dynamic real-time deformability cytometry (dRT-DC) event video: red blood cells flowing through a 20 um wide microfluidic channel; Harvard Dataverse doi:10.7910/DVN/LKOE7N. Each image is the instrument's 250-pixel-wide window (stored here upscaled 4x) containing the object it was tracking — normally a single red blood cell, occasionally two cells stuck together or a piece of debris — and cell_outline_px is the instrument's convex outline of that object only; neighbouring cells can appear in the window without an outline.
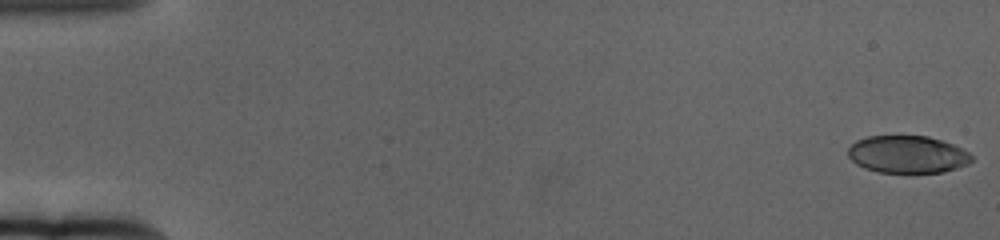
{"species": "human", "species_latin": "Homo sapiens", "temperature_condition": "cold", "stored_images_in_passage": 61, "camera_frame_rate_fps": 3000, "um_per_image_px": 0.085, "donor": {"sex": "female"}, "frame": {"image": 1, "passage_image": 1, "time_ms": 0.0, "image_size_px": [1000, 240], "cell_outline_px": [[972, 160], [968, 164], [944, 172], [876, 172], [864, 168], [856, 164], [848, 156], [848, 148], [856, 140], [868, 136], [928, 136], [952, 144], [968, 152], [972, 156]], "centroid_in_image_um": [77.11, 13.12], "position_along_channel_um": 7.9, "area_um2": 26.82}}
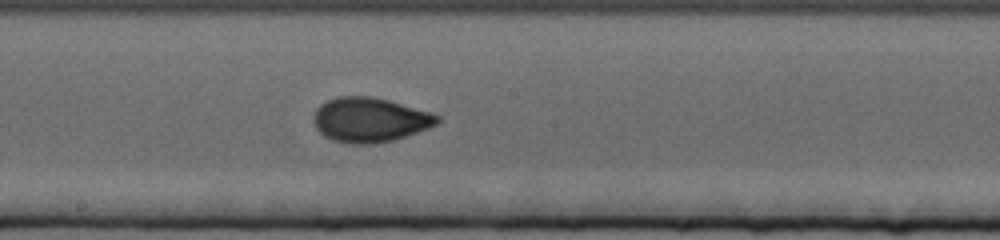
{"frame": {"image": 2, "passage_image": 34, "time_ms": 11.0, "image_size_px": [1000, 240], "cell_outline_px": [[440, 120], [436, 124], [428, 128], [392, 140], [372, 144], [352, 144], [332, 140], [324, 136], [316, 128], [312, 120], [312, 116], [316, 108], [320, 104], [336, 96], [372, 96], [388, 100], [432, 112], [440, 116]], "centroid_in_image_um": [31.4, 10.17], "position_along_channel_um": 216.8, "area_um2": 32.25}}
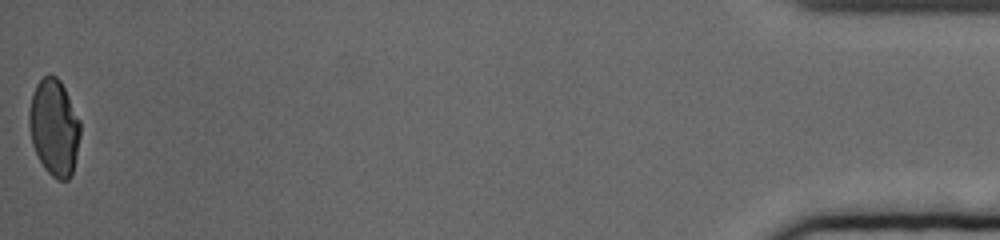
{"frame": {"image": 3, "passage_image": 61, "time_ms": 20.0, "image_size_px": [1000, 240], "cell_outline_px": [[80, 136], [72, 176], [68, 180], [56, 180], [44, 168], [32, 144], [28, 124], [28, 112], [32, 92], [36, 84], [48, 72], [56, 76], [60, 80], [80, 120]], "centroid_in_image_um": [4.59, 10.82], "position_along_channel_um": 430.6, "area_um2": 29.02}, "authors_computed_cell_mechanics": {"area_um2": 29.9404, "velocity_mm_per_s": 3.3693, "shape_relaxation_time_tau1_ms": 6.6077, "shape_relaxation_time_tau2_ms": 1.0237, "deformation_change_tau1": 0.1816, "deformation_change_tau2": 0.0491}}